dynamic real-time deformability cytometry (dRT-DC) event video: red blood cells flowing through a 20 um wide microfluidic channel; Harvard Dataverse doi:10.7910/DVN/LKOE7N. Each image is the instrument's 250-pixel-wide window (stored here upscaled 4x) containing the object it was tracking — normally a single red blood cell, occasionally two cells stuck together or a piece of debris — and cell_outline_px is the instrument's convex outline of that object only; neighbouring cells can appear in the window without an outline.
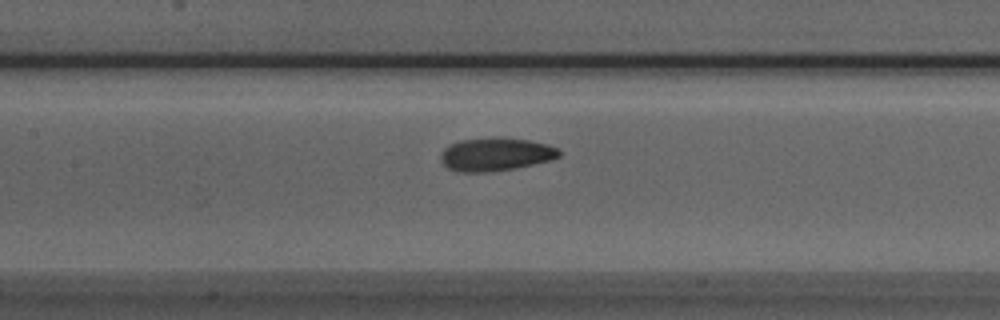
{"species": "Egyptian fruit bat (a non-hibernating species)", "species_latin": "Rousettus aegyptiacus", "temperature_condition": "room temperature", "stored_images_in_passage": 37, "camera_frame_rate_fps": 3000, "um_per_image_px": 0.085, "animal": {"sex": "male"}, "frame": {"image": 1, "passage_image": 15, "time_ms": 4.667, "image_size_px": [1000, 320], "cell_outline_px": [[560, 156], [552, 160], [516, 168], [484, 172], [460, 172], [448, 168], [440, 160], [440, 156], [444, 148], [460, 140], [528, 140], [548, 144], [556, 148], [560, 152]], "centroid_in_image_um": [42.14, 13.16], "position_along_channel_um": 165.3, "area_um2": 22.02}}
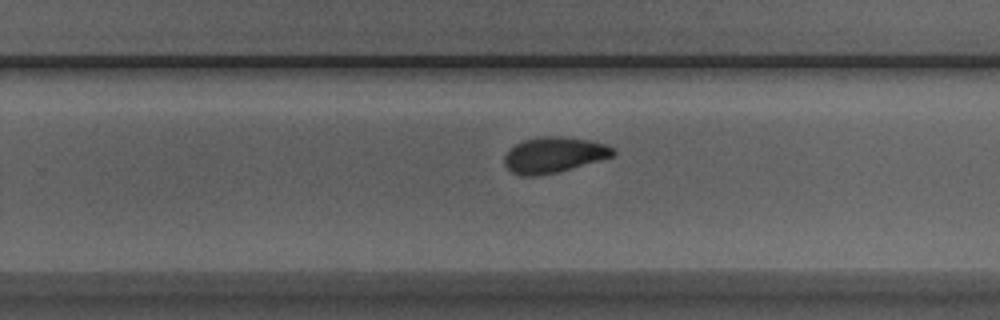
{"frame": {"image": 2, "passage_image": 24, "time_ms": 7.667, "image_size_px": [1000, 320], "cell_outline_px": [[616, 152], [612, 156], [572, 168], [556, 172], [536, 176], [520, 176], [512, 172], [504, 164], [504, 156], [508, 148], [524, 140], [540, 136], [560, 136], [588, 140], [604, 144], [612, 148]], "centroid_in_image_um": [47.01, 13.16], "position_along_channel_um": 282.8, "area_um2": 22.43}}
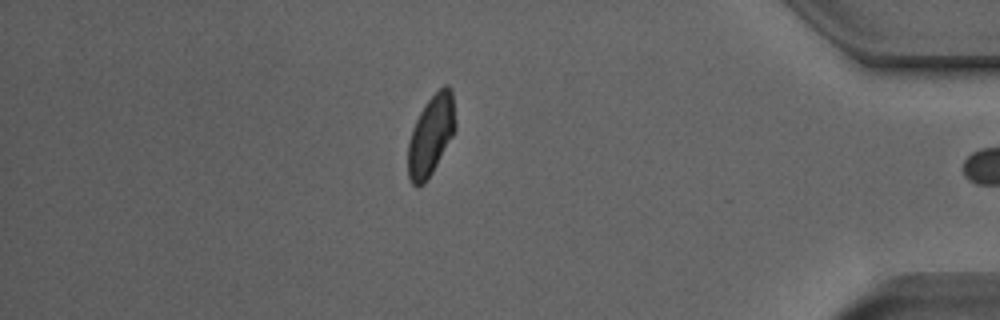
{"frame": {"image": 3, "passage_image": 36, "time_ms": 11.667, "image_size_px": [1000, 320], "cell_outline_px": [[456, 128], [452, 136], [432, 172], [424, 184], [416, 188], [412, 184], [408, 176], [408, 144], [412, 128], [420, 112], [428, 100], [444, 84], [448, 84], [452, 88], [456, 124]], "centroid_in_image_um": [36.63, 11.49], "position_along_channel_um": 398.6, "area_um2": 22.08}, "authors_computed_cell_mechanics": {"area_um2": 22.4264, "velocity_mm_per_s": 3.9288, "shape_relaxation_time_tau1_ms": 3.9556, "shape_relaxation_time_tau2_ms": 1.9303, "deformation_change_tau1": 0.1343, "deformation_change_tau2": 0.0751}}